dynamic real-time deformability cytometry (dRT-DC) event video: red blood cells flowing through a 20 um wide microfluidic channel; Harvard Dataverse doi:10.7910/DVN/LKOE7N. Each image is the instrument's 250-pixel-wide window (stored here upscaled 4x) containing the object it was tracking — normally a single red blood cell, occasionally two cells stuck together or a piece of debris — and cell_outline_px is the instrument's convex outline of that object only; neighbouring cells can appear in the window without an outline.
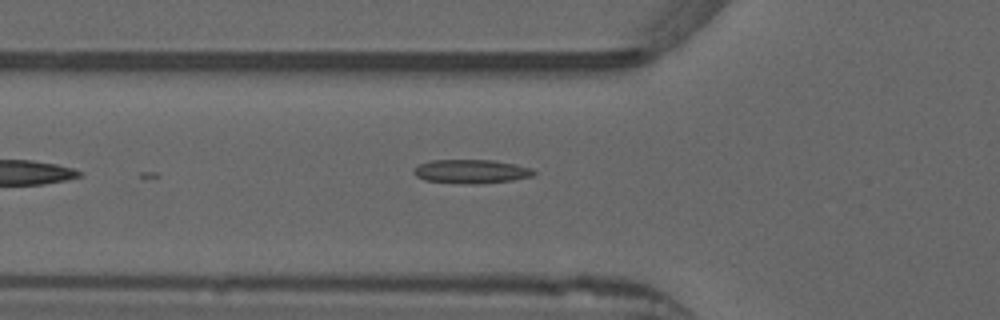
{"species": "common noctule bat (a hibernating species)", "species_latin": "Nyctalus noctula", "temperature_condition": "warm", "stored_images_in_passage": 9, "camera_frame_rate_fps": 3000, "um_per_image_px": 0.085, "animal": {"sex": "male", "forearm_length_mm": 52.5}, "frame": {"image": 1, "passage_image": 2, "time_ms": 0.333, "image_size_px": [1000, 320], "cell_outline_px": [[536, 172], [532, 176], [512, 180], [476, 184], [464, 184], [424, 180], [416, 176], [412, 172], [420, 164], [432, 160], [492, 160], [516, 164], [532, 168]], "centroid_in_image_um": [40.06, 14.57], "position_along_channel_um": 85.7, "area_um2": 16.65}}
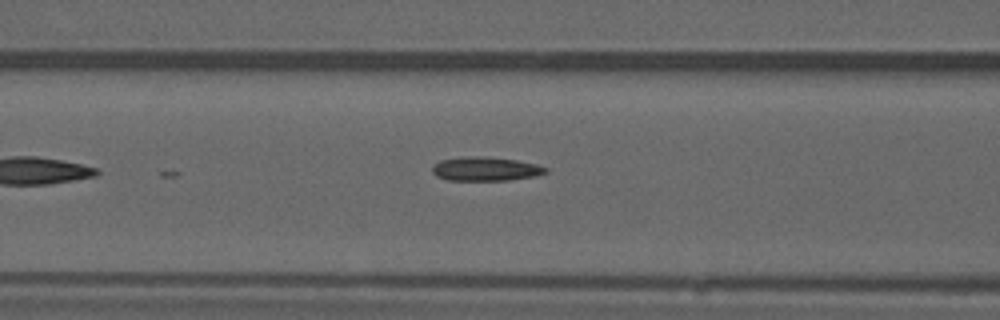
{"frame": {"image": 2, "passage_image": 5, "time_ms": 1.333, "image_size_px": [1000, 320], "cell_outline_px": [[548, 172], [536, 176], [508, 180], [448, 180], [436, 176], [432, 172], [432, 168], [440, 160], [468, 156], [476, 156], [516, 160], [536, 164], [548, 168]], "centroid_in_image_um": [41.29, 14.36], "position_along_channel_um": 125.3, "area_um2": 15.66}}